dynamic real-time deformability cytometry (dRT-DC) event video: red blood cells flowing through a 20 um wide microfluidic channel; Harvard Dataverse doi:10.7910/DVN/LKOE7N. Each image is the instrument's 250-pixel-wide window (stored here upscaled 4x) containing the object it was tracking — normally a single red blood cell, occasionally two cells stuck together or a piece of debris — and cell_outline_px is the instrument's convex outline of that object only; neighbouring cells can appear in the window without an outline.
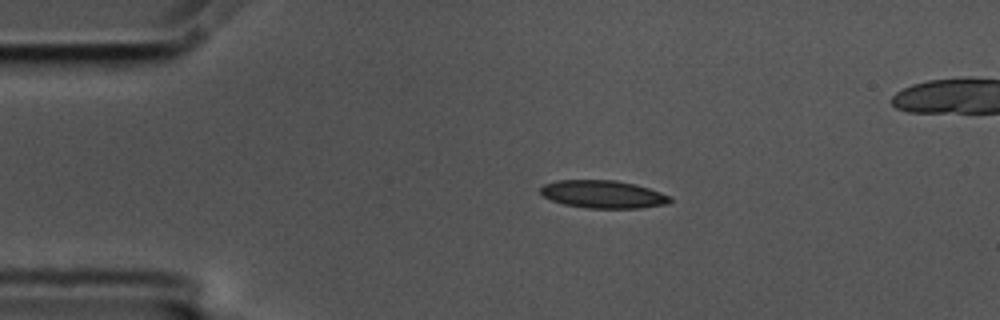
{"species": "common noctule bat (a hibernating species)", "species_latin": "Nyctalus noctula", "temperature_condition": "cold", "stored_images_in_passage": 44, "camera_frame_rate_fps": 3000, "um_per_image_px": 0.085, "animal": {"sex": "male", "body_mass_g": 17.5, "forearm_length_mm": 52.3}, "frame": {"image": 1, "passage_image": 1, "time_ms": 0.0, "image_size_px": [1000, 320], "cell_outline_px": [[672, 200], [668, 204], [640, 208], [588, 208], [564, 204], [552, 200], [544, 196], [540, 192], [540, 188], [544, 184], [556, 180], [616, 180], [636, 184], [660, 192], [668, 196]], "centroid_in_image_um": [51.26, 16.51], "position_along_channel_um": 33.7, "area_um2": 20.92}}
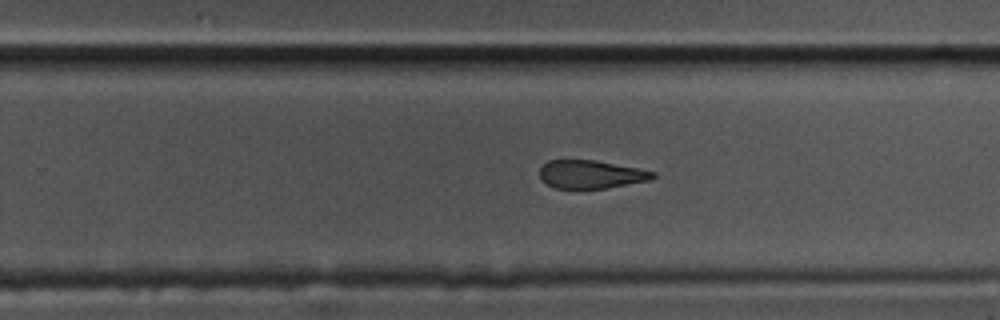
{"frame": {"image": 2, "passage_image": 25, "time_ms": 8.0, "image_size_px": [1000, 320], "cell_outline_px": [[656, 176], [648, 180], [608, 188], [556, 188], [540, 180], [540, 168], [548, 160], [596, 160], [656, 172]], "centroid_in_image_um": [50.21, 14.81], "position_along_channel_um": 279.6, "area_um2": 18.44}}
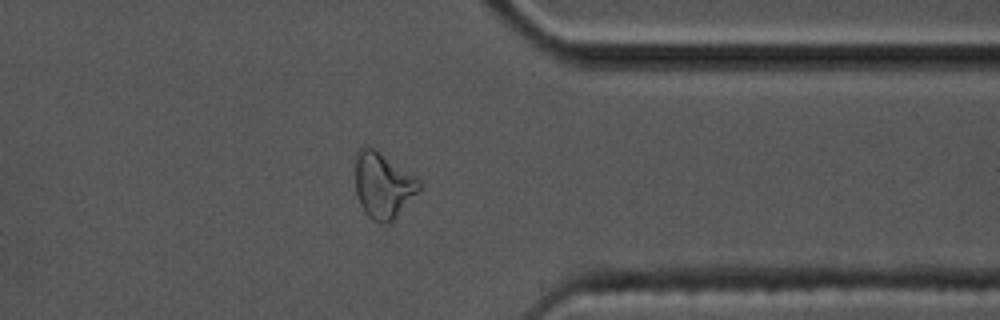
{"frame": {"image": 3, "passage_image": 34, "time_ms": 11.0, "image_size_px": [1000, 320], "cell_outline_px": [[420, 192], [392, 220], [384, 224], [380, 224], [372, 220], [364, 212], [360, 204], [356, 192], [356, 148], [364, 144], [368, 144], [380, 152], [420, 180]], "centroid_in_image_um": [32.54, 15.73], "position_along_channel_um": 378.9, "area_um2": 24.62}}